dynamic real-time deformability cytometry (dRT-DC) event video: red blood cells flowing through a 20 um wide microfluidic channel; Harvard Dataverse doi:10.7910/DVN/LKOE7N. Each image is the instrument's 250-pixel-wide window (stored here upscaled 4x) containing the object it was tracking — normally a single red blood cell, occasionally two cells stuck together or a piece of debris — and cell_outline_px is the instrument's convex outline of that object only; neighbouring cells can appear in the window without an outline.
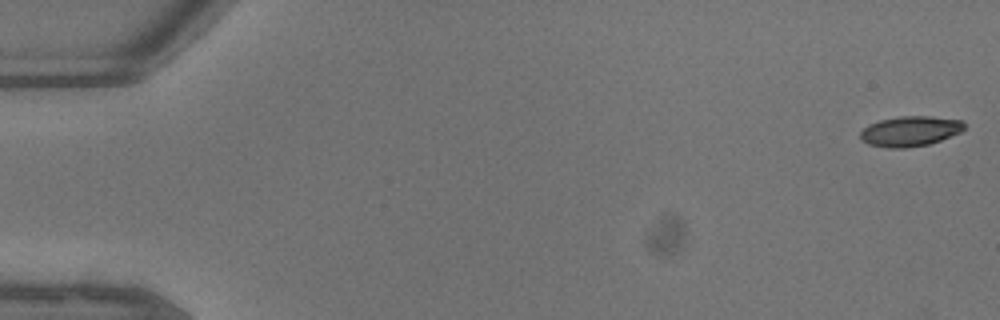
{"species": "common noctule bat (a hibernating species)", "species_latin": "Nyctalus noctula", "temperature_condition": "warm", "stored_images_in_passage": 45, "camera_frame_rate_fps": 3000, "um_per_image_px": 0.085, "animal": {"sex": "male", "body_mass_g": 13.3}, "frame": {"image": 1, "passage_image": 1, "time_ms": 0.0, "image_size_px": [1000, 320], "cell_outline_px": [[964, 128], [960, 132], [940, 140], [928, 144], [904, 148], [888, 148], [868, 144], [860, 140], [860, 132], [868, 124], [880, 120], [900, 116], [932, 116], [964, 120]], "centroid_in_image_um": [77.34, 11.14], "position_along_channel_um": 7.7, "area_um2": 18.32}}
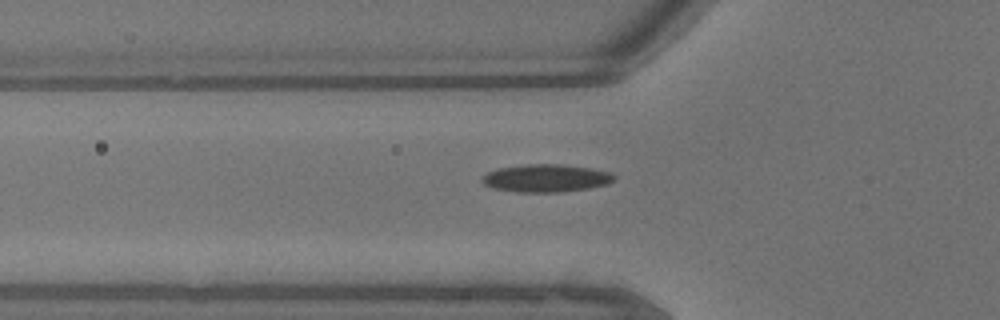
{"frame": {"image": 2, "passage_image": 16, "time_ms": 5.0, "image_size_px": [1000, 320], "cell_outline_px": [[616, 180], [608, 184], [588, 188], [564, 192], [516, 192], [492, 188], [484, 184], [480, 180], [480, 176], [488, 172], [500, 168], [528, 164], [560, 164], [588, 168], [608, 172], [616, 176]], "centroid_in_image_um": [46.39, 15.15], "position_along_channel_um": 79.4, "area_um2": 21.39}}
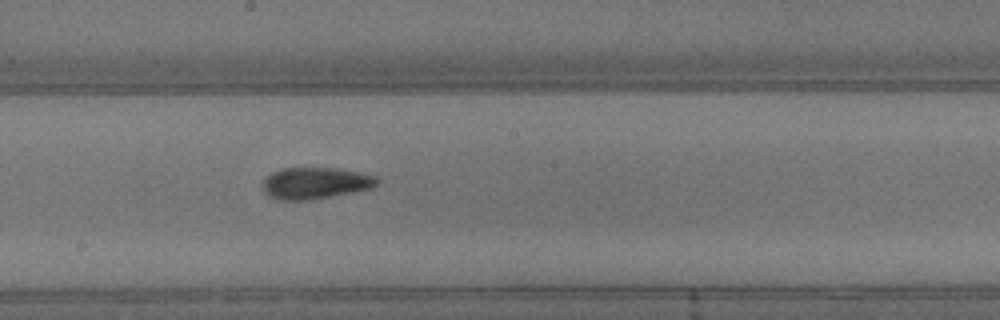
{"frame": {"image": 3, "passage_image": 25, "time_ms": 8.0, "image_size_px": [1000, 320], "cell_outline_px": [[380, 180], [372, 188], [352, 192], [308, 200], [280, 200], [268, 196], [264, 192], [264, 180], [272, 172], [280, 168], [336, 168], [360, 172], [372, 176]], "centroid_in_image_um": [26.78, 15.56], "position_along_channel_um": 221.4, "area_um2": 20.81}, "authors_computed_cell_mechanics": {"area_um2": 19.8254, "velocity_mm_per_s": 4.6994, "shape_relaxation_time_tau1_ms": 6.7427, "shape_relaxation_time_tau2_ms": 2.3281, "deformation_change_tau1": 0.2048, "deformation_change_tau2": 0.0975}}